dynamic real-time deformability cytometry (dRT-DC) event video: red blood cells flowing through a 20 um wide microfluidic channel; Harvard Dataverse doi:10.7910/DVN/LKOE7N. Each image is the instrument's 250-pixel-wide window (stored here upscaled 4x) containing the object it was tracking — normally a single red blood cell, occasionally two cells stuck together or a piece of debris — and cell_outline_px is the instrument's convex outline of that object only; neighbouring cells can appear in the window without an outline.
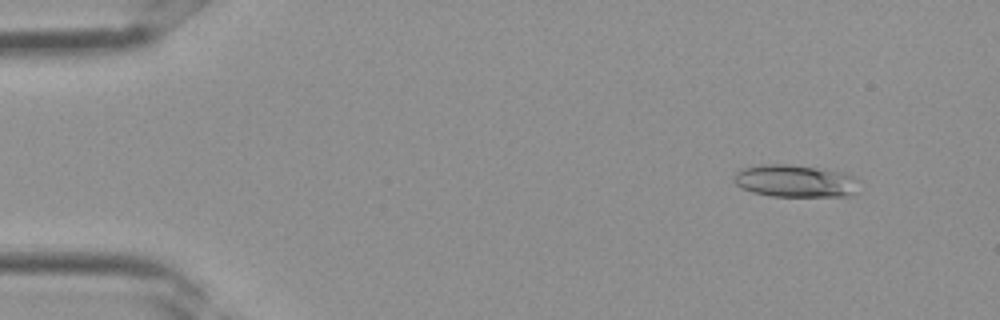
{"species": "Egyptian fruit bat (a non-hibernating species)", "species_latin": "Rousettus aegyptiacus", "temperature_condition": "room temperature", "stored_images_in_passage": 35, "camera_frame_rate_fps": 3000, "um_per_image_px": 0.085, "frame": {"image": 1, "passage_image": 4, "time_ms": 1.0, "image_size_px": [1000, 320], "cell_outline_px": [[860, 180], [856, 192], [852, 196], [772, 196], [752, 192], [736, 184], [732, 180], [732, 176], [740, 168], [760, 164], [788, 164], [844, 172]], "centroid_in_image_um": [67.59, 15.38], "position_along_channel_um": 17.4, "area_um2": 23.87}}
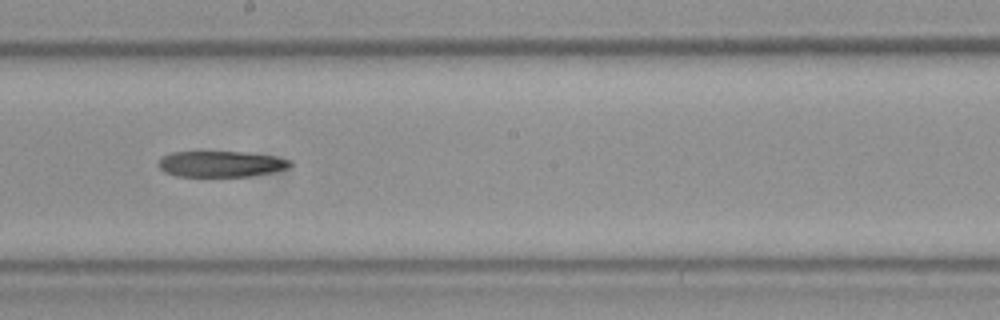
{"frame": {"image": 2, "passage_image": 20, "time_ms": 6.333, "image_size_px": [1000, 320], "cell_outline_px": [[292, 164], [288, 168], [272, 172], [248, 176], [176, 176], [164, 172], [156, 164], [160, 156], [172, 152], [200, 148], [244, 152], [272, 156], [292, 160]], "centroid_in_image_um": [18.66, 13.88], "position_along_channel_um": 229.5, "area_um2": 20.98}}
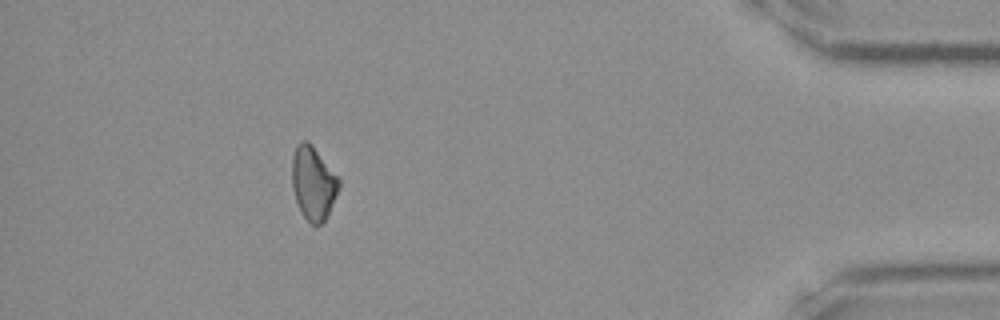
{"frame": {"image": 3, "passage_image": 32, "time_ms": 10.333, "image_size_px": [1000, 320], "cell_outline_px": [[340, 188], [324, 220], [316, 228], [304, 216], [296, 200], [292, 188], [292, 156], [296, 144], [300, 140], [308, 140], [312, 144], [340, 180]], "centroid_in_image_um": [26.61, 15.52], "position_along_channel_um": 408.6, "area_um2": 20.0}}